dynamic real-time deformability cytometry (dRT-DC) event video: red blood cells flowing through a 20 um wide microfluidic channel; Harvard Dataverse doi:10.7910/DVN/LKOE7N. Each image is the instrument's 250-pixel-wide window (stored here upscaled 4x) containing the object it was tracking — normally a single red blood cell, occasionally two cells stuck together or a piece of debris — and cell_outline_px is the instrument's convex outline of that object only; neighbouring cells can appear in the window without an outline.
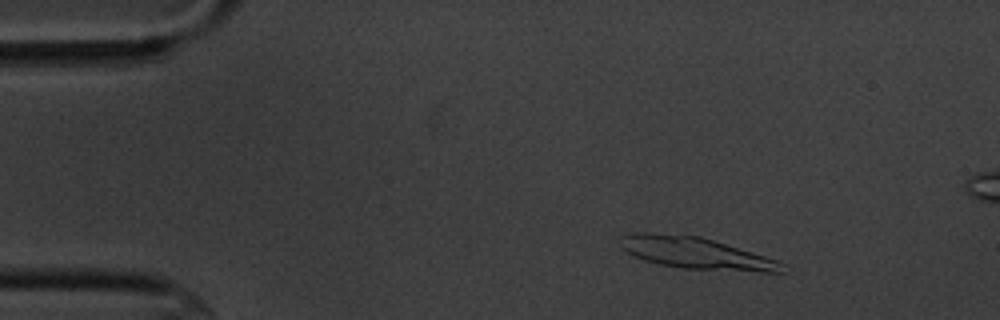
{"species": "common noctule bat (a hibernating species)", "species_latin": "Nyctalus noctula", "temperature_condition": "cold", "stored_images_in_passage": 6, "camera_frame_rate_fps": 3000, "um_per_image_px": 0.085, "animal": {"sex": "male", "body_mass_g": 20.1, "forearm_length_mm": 53.5}, "frame": {"image": 1, "passage_image": 2, "time_ms": 1.333, "image_size_px": [1000, 320], "cell_outline_px": [[784, 272], [760, 272], [680, 268], [660, 264], [644, 260], [632, 256], [620, 248], [616, 240], [620, 236], [632, 232], [648, 232], [700, 236], [764, 256], [776, 260], [784, 264]], "centroid_in_image_um": [59.03, 21.5], "position_along_channel_um": 26.0, "area_um2": 30.06}}